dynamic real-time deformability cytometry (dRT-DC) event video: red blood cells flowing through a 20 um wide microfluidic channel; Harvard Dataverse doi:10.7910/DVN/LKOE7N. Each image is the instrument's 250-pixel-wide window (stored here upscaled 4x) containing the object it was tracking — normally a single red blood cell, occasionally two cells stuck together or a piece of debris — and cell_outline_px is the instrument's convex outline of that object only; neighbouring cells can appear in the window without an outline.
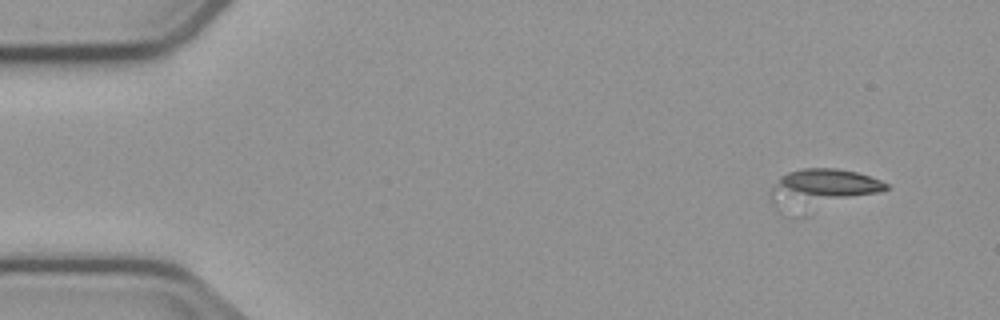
{"species": "common noctule bat (a hibernating species)", "species_latin": "Nyctalus noctula", "temperature_condition": "cold", "stored_images_in_passage": 5, "segment_of_instrument_passage": [1, 2], "camera_frame_rate_fps": 3000, "um_per_image_px": 0.085, "animal": {"sex": "male", "body_mass_g": 23.1, "forearm_length_mm": 52.7}, "frame": {"image": 1, "passage_image": 1, "time_ms": 0.0, "image_size_px": [1000, 320], "cell_outline_px": [[892, 188], [880, 192], [776, 212], [772, 204], [768, 192], [780, 176], [788, 172], [804, 168], [836, 168], [856, 172], [880, 180], [888, 184]], "centroid_in_image_um": [69.77, 15.92], "position_along_channel_um": 15.2, "area_um2": 24.51}}
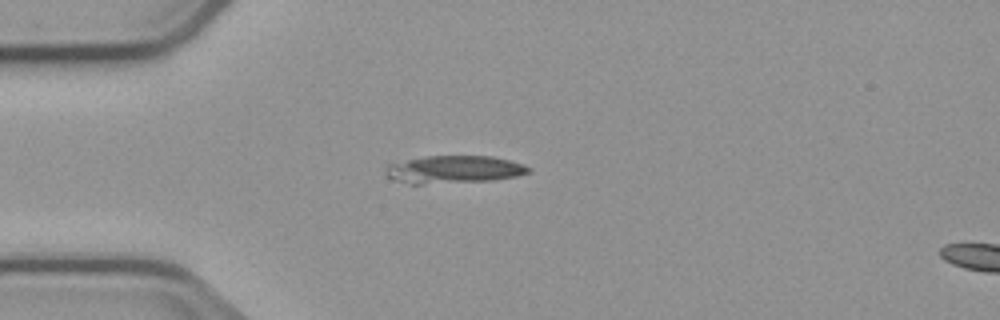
{"frame": {"image": 2, "passage_image": 4, "time_ms": 3.333, "image_size_px": [1000, 320], "cell_outline_px": [[532, 172], [516, 176], [492, 180], [420, 184], [412, 184], [392, 180], [384, 172], [384, 168], [388, 164], [424, 156], [492, 156], [524, 164], [532, 168]], "centroid_in_image_um": [38.57, 14.4], "position_along_channel_um": 46.4, "area_um2": 23.12}}